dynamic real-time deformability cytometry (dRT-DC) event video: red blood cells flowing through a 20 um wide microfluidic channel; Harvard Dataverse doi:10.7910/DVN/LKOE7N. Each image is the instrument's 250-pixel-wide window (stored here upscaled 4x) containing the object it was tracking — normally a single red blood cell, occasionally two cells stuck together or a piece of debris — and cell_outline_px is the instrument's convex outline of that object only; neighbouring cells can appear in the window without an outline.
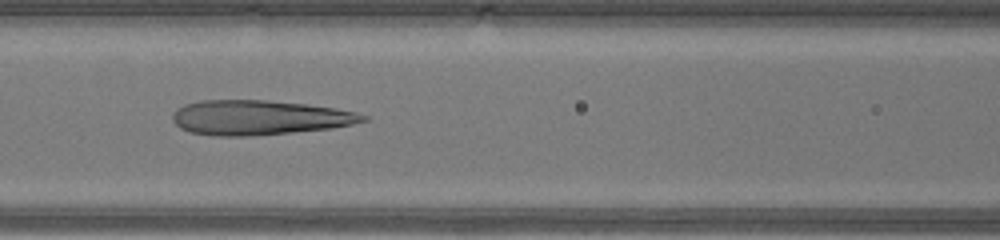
{"species": "human", "species_latin": "Homo sapiens", "temperature_condition": "warm", "stored_images_in_passage": 29, "camera_frame_rate_fps": 3000, "um_per_image_px": 0.085, "donor": {"sex": "male"}, "frame": {"image": 1, "passage_image": 9, "time_ms": 2.667, "image_size_px": [1000, 240], "cell_outline_px": [[368, 120], [352, 124], [332, 128], [292, 132], [248, 136], [212, 136], [188, 132], [180, 128], [172, 120], [172, 112], [176, 108], [184, 104], [200, 100], [268, 100], [308, 104], [336, 108], [356, 112], [368, 116]], "centroid_in_image_um": [22.0, 9.99], "position_along_channel_um": 144.6, "area_um2": 38.84}}
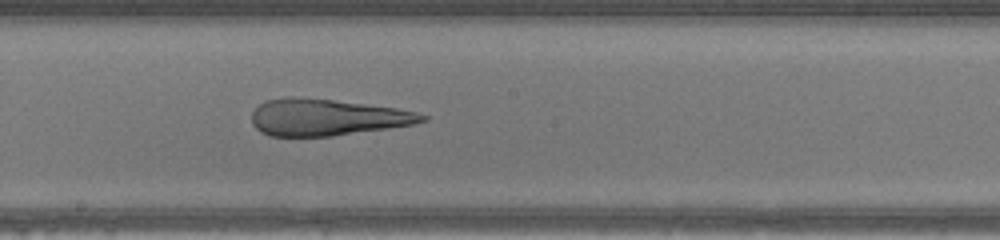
{"frame": {"image": 2, "passage_image": 14, "time_ms": 4.333, "image_size_px": [1000, 240], "cell_outline_px": [[428, 120], [412, 124], [388, 128], [332, 136], [268, 136], [260, 132], [252, 124], [252, 112], [264, 100], [284, 96], [288, 96], [332, 100], [396, 108], [428, 116]], "centroid_in_image_um": [27.7, 9.97], "position_along_channel_um": 220.5, "area_um2": 36.13}}
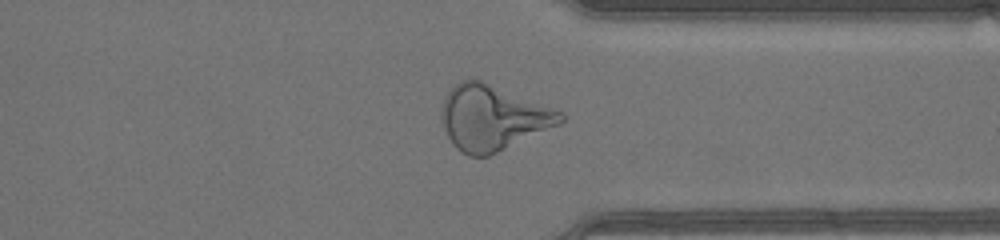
{"frame": {"image": 3, "passage_image": 24, "time_ms": 7.667, "image_size_px": [1000, 240], "cell_outline_px": [[564, 120], [560, 124], [488, 156], [468, 156], [460, 152], [456, 148], [448, 136], [440, 116], [440, 108], [444, 96], [460, 80], [480, 80], [564, 112]], "centroid_in_image_um": [41.85, 10.01], "position_along_channel_um": 369.5, "area_um2": 44.68}, "authors_computed_cell_mechanics": {"area_um2": 39.304, "velocity_mm_per_s": 4.5604, "shape_relaxation_time_tau1_ms": null, "shape_relaxation_time_tau2_ms": 1.7872, "deformation_change_tau1": null, "deformation_change_tau2": 0.1317}}